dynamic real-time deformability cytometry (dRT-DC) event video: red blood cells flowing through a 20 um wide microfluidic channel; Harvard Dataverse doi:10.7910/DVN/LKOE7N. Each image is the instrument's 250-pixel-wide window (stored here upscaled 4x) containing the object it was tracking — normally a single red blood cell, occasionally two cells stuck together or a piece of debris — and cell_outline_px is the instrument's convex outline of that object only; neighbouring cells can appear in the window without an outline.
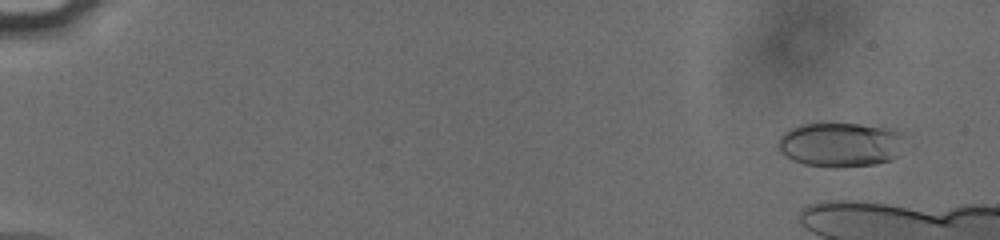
{"species": "human", "species_latin": "Homo sapiens", "temperature_condition": "cold", "stored_images_in_passage": 14, "camera_frame_rate_fps": 3000, "um_per_image_px": 0.085, "donor": {"sex": "male"}, "frame": {"image": 1, "passage_image": 5, "time_ms": 1.333, "image_size_px": [1000, 240], "cell_outline_px": [[904, 128], [896, 156], [892, 160], [876, 164], [840, 168], [832, 168], [804, 164], [792, 160], [780, 152], [776, 148], [776, 144], [780, 136], [784, 132], [800, 124], [820, 120], [832, 120]], "centroid_in_image_um": [71.41, 12.22], "position_along_channel_um": 13.6, "area_um2": 34.62}}